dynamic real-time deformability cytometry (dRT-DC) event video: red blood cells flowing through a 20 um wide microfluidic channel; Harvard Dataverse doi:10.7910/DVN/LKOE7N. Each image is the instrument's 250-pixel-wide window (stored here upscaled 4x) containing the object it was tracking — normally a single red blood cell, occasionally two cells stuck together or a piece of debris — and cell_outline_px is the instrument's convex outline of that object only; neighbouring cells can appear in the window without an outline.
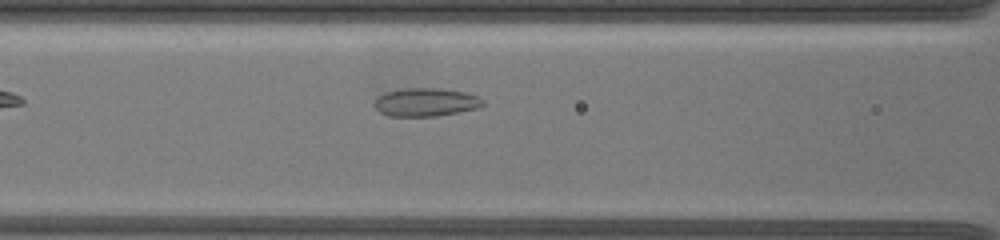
{"species": "common noctule bat (a hibernating species)", "species_latin": "Nyctalus noctula", "temperature_condition": "warm", "stored_images_in_passage": 48, "camera_frame_rate_fps": 3000, "um_per_image_px": 0.085, "animal": {"sex": "female", "body_mass_g": 19.5, "forearm_length_mm": 54.1}, "frame": {"image": 1, "passage_image": 23, "time_ms": 7.333, "image_size_px": [1000, 240], "cell_outline_px": [[484, 104], [480, 108], [460, 112], [436, 116], [388, 116], [380, 112], [372, 104], [372, 100], [376, 96], [384, 92], [400, 88], [440, 88], [464, 92], [476, 96], [484, 100]], "centroid_in_image_um": [36.14, 8.68], "position_along_channel_um": 130.5, "area_um2": 18.26}}
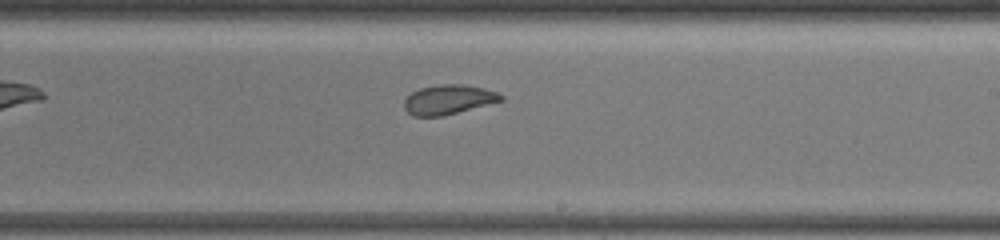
{"frame": {"image": 2, "passage_image": 33, "time_ms": 10.667, "image_size_px": [1000, 240], "cell_outline_px": [[504, 100], [444, 116], [412, 116], [404, 108], [404, 100], [412, 92], [420, 88], [440, 84], [464, 84], [484, 88], [496, 92], [504, 96]], "centroid_in_image_um": [38.12, 8.46], "position_along_channel_um": 250.9, "area_um2": 16.7}}
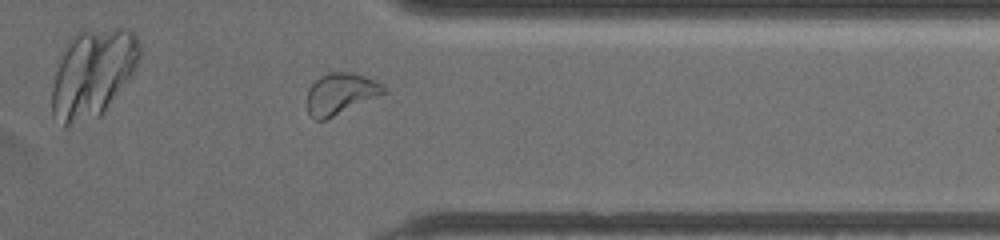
{"frame": {"image": 3, "passage_image": 44, "time_ms": 14.333, "image_size_px": [1000, 240], "cell_outline_px": [[388, 92], [324, 120], [316, 120], [308, 112], [308, 88], [320, 76], [328, 72], [352, 72], [364, 76], [380, 84]], "centroid_in_image_um": [28.93, 7.95], "position_along_channel_um": 382.5, "area_um2": 18.03}}